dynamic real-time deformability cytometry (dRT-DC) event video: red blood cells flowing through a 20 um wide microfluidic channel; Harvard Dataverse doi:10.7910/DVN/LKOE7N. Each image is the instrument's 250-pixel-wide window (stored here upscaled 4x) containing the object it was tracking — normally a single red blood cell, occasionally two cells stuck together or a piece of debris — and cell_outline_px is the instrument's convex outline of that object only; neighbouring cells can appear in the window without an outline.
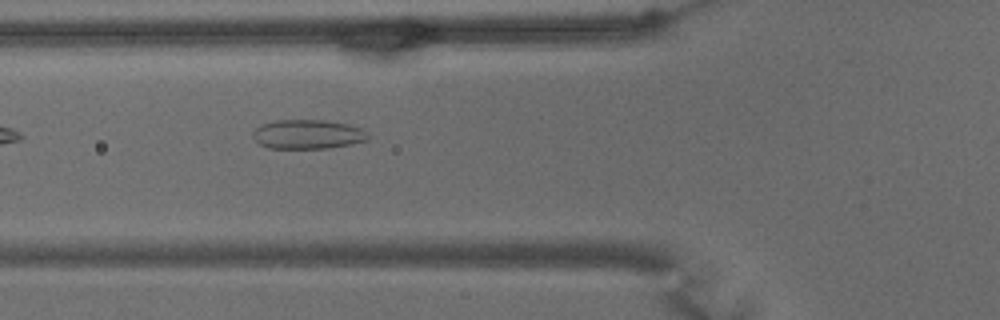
{"species": "common noctule bat (a hibernating species)", "species_latin": "Nyctalus noctula", "temperature_condition": "warm", "stored_images_in_passage": 41, "camera_frame_rate_fps": 3000, "um_per_image_px": 0.085, "animal": {"sex": "male", "body_mass_g": 15.6}, "frame": {"image": 1, "passage_image": 3, "time_ms": 0.667, "image_size_px": [1000, 320], "cell_outline_px": [[368, 140], [352, 144], [328, 148], [268, 148], [260, 144], [252, 136], [252, 132], [260, 124], [276, 120], [324, 120], [348, 124], [360, 128], [368, 132]], "centroid_in_image_um": [26.15, 11.41], "position_along_channel_um": 99.6, "area_um2": 19.71}}
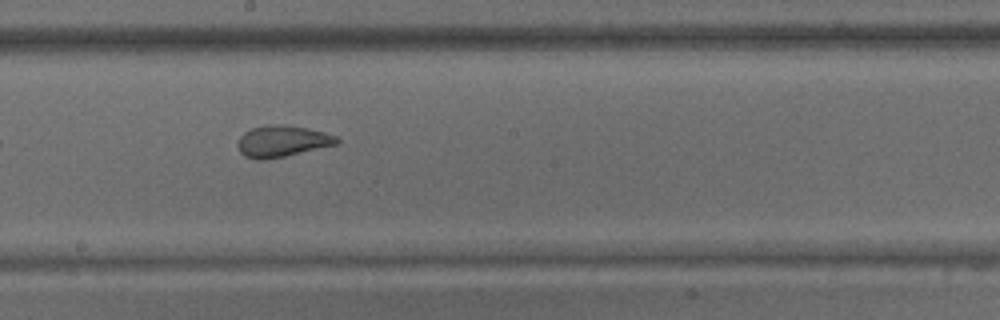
{"frame": {"image": 2, "passage_image": 14, "time_ms": 4.333, "image_size_px": [1000, 320], "cell_outline_px": [[340, 140], [336, 144], [284, 156], [264, 160], [256, 160], [244, 156], [240, 152], [236, 144], [240, 136], [244, 132], [252, 128], [272, 124], [284, 124], [308, 128], [324, 132], [336, 136]], "centroid_in_image_um": [23.94, 12.0], "position_along_channel_um": 224.3, "area_um2": 18.09}}
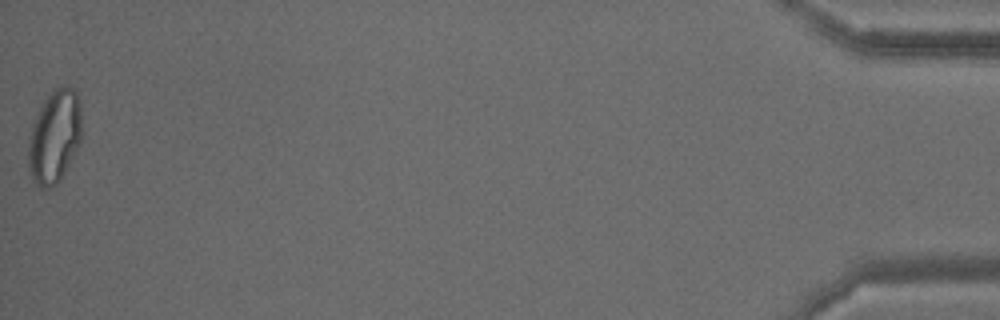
{"frame": {"image": 3, "passage_image": 41, "time_ms": 13.333, "image_size_px": [1000, 320], "cell_outline_px": [[80, 144], [60, 180], [52, 188], [40, 188], [28, 172], [28, 136], [32, 120], [40, 104], [56, 88], [72, 88], [76, 92], [80, 100]], "centroid_in_image_um": [4.59, 11.64], "position_along_channel_um": 430.6, "area_um2": 29.13}}